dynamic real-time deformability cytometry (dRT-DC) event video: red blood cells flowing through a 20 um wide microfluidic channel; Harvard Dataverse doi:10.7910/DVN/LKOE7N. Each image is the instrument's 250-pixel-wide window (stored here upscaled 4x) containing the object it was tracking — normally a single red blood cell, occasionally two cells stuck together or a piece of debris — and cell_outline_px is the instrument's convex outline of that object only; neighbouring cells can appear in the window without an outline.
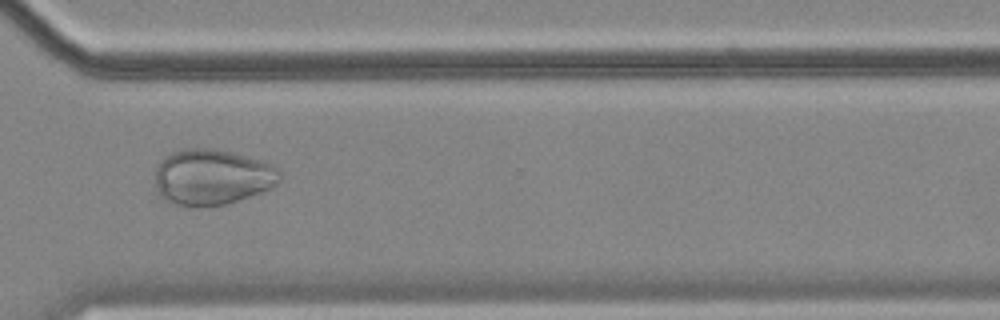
{"species": "common noctule bat (a hibernating species)", "species_latin": "Nyctalus noctula", "temperature_condition": "cold", "stored_images_in_passage": 55, "camera_frame_rate_fps": 3000, "um_per_image_px": 0.085, "animal": {"sex": "female", "body_mass_g": 18.4}, "frame": {"image": 1, "passage_image": 41, "time_ms": 13.333, "image_size_px": [1000, 320], "cell_outline_px": [[280, 180], [272, 188], [264, 192], [224, 204], [200, 208], [192, 208], [172, 204], [164, 200], [160, 196], [156, 188], [156, 164], [164, 156], [172, 152], [188, 148], [212, 148], [244, 156], [272, 164], [280, 172]], "centroid_in_image_um": [17.99, 15.08], "position_along_channel_um": 352.6, "area_um2": 40.92}}
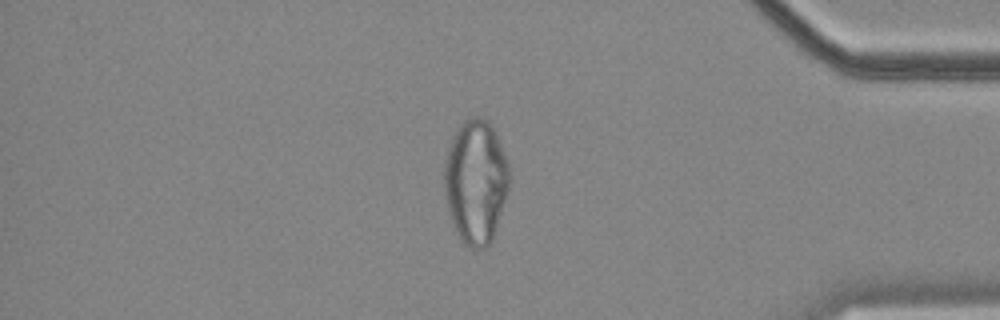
{"frame": {"image": 2, "passage_image": 47, "time_ms": 15.333, "image_size_px": [1000, 320], "cell_outline_px": [[508, 188], [496, 228], [492, 240], [484, 248], [472, 248], [464, 244], [452, 220], [448, 208], [444, 192], [444, 160], [448, 144], [456, 128], [464, 120], [472, 116], [480, 116], [488, 120], [492, 124], [508, 160]], "centroid_in_image_um": [40.42, 15.36], "position_along_channel_um": 394.8, "area_um2": 46.99}}